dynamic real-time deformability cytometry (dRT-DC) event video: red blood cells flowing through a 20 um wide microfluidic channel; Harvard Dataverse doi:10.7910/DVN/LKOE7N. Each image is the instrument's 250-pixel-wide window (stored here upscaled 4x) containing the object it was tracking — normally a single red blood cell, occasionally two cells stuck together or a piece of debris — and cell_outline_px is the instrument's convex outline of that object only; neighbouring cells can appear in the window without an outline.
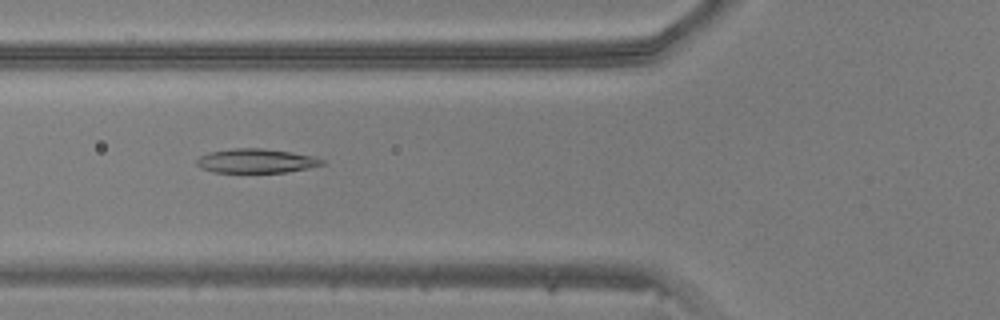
{"species": "common noctule bat (a hibernating species)", "species_latin": "Nyctalus noctula", "temperature_condition": "warm", "stored_images_in_passage": 41, "camera_frame_rate_fps": 3000, "um_per_image_px": 0.085, "animal": {"sex": "male", "body_mass_g": 20.5, "forearm_length_mm": 52.5}, "frame": {"image": 1, "passage_image": 11, "time_ms": 3.333, "image_size_px": [1000, 320], "cell_outline_px": [[324, 164], [308, 168], [284, 172], [212, 172], [200, 168], [196, 164], [196, 160], [200, 156], [208, 152], [232, 148], [260, 148], [288, 152], [312, 156], [324, 160]], "centroid_in_image_um": [21.71, 13.67], "position_along_channel_um": 104.1, "area_um2": 17.51}}
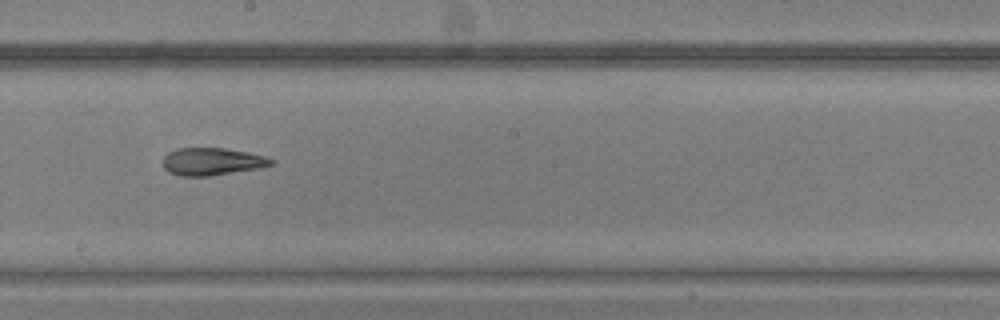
{"frame": {"image": 2, "passage_image": 20, "time_ms": 6.333, "image_size_px": [1000, 320], "cell_outline_px": [[276, 164], [256, 168], [208, 176], [180, 176], [168, 172], [164, 168], [164, 156], [168, 152], [180, 148], [224, 148], [248, 152], [264, 156], [276, 160]], "centroid_in_image_um": [18.03, 13.73], "position_along_channel_um": 230.2, "area_um2": 17.22}}
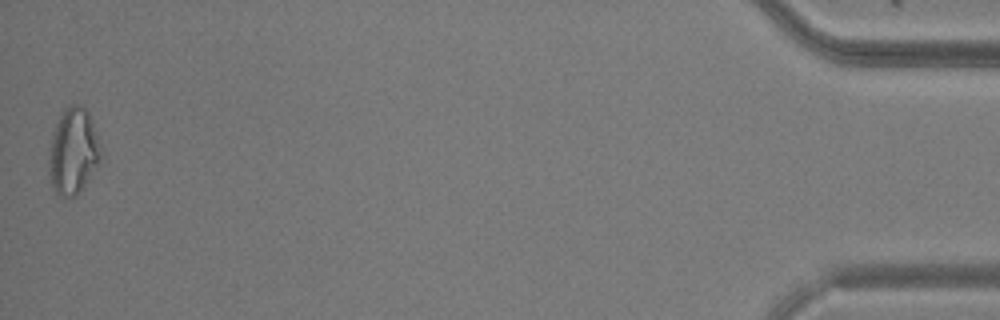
{"frame": {"image": 3, "passage_image": 41, "time_ms": 13.333, "image_size_px": [1000, 320], "cell_outline_px": [[100, 156], [84, 188], [76, 196], [60, 196], [52, 188], [48, 172], [48, 160], [52, 136], [56, 124], [64, 108], [72, 104], [76, 104], [84, 108], [88, 112], [92, 120], [96, 136]], "centroid_in_image_um": [6.17, 12.88], "position_along_channel_um": 429.0, "area_um2": 25.49}}